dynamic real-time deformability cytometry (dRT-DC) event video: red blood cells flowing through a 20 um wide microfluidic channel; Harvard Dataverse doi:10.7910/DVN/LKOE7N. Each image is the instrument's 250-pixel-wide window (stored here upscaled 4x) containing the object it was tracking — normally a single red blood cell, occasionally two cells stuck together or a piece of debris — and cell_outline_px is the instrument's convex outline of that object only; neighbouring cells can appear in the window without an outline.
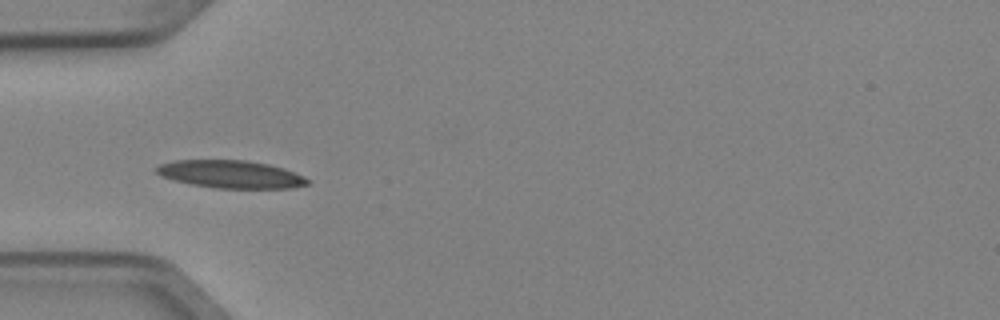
{"species": "Egyptian fruit bat (a non-hibernating species)", "species_latin": "Rousettus aegyptiacus", "temperature_condition": "cold", "stored_images_in_passage": 7, "camera_frame_rate_fps": 3000, "um_per_image_px": 0.085, "animal": {"sex": "female"}, "frame": {"image": 1, "passage_image": 5, "time_ms": 1.333, "image_size_px": [1000, 320], "cell_outline_px": [[308, 184], [292, 188], [216, 188], [192, 184], [160, 176], [156, 172], [156, 168], [160, 164], [172, 160], [244, 160], [268, 164], [284, 168], [304, 176], [308, 180]], "centroid_in_image_um": [19.61, 14.8], "position_along_channel_um": 65.4, "area_um2": 24.28}}
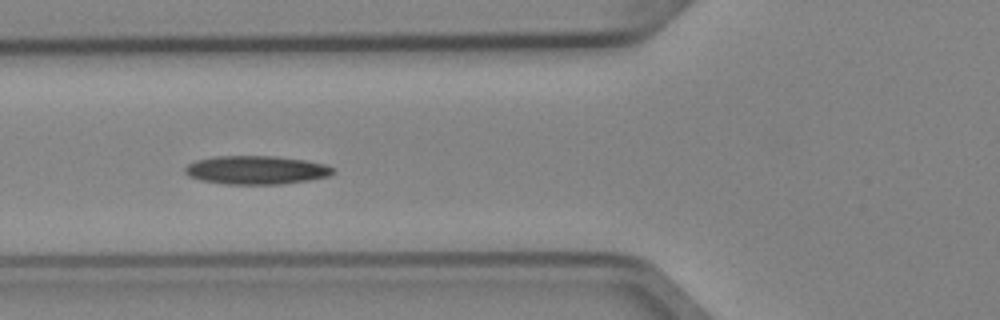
{"frame": {"image": 2, "passage_image": 6, "time_ms": 1.667, "image_size_px": [1000, 320], "cell_outline_px": [[336, 172], [328, 176], [308, 180], [280, 184], [224, 184], [200, 180], [188, 176], [184, 172], [184, 168], [188, 164], [196, 160], [212, 156], [276, 156], [304, 160], [324, 164], [332, 168]], "centroid_in_image_um": [21.73, 14.45], "position_along_channel_um": 104.1, "area_um2": 24.62}}